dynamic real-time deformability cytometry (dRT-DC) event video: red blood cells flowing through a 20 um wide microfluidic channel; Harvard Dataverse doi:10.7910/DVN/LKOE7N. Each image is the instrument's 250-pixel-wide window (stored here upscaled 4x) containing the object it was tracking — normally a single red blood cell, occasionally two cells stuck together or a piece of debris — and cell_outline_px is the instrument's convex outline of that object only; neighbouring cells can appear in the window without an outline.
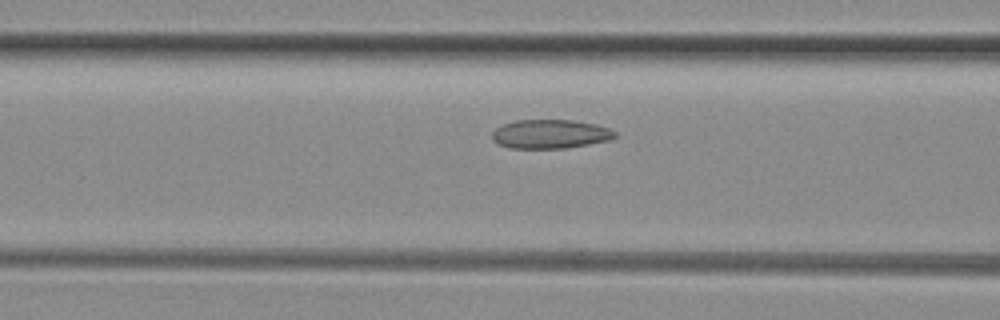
{"species": "common noctule bat (a hibernating species)", "species_latin": "Nyctalus noctula", "temperature_condition": "room temperature", "stored_images_in_passage": 40, "camera_frame_rate_fps": 3000, "um_per_image_px": 0.085, "animal": {"sex": "female", "body_mass_g": 29.2, "forearm_length_mm": 56.3}, "frame": {"image": 1, "passage_image": 10, "time_ms": 3.0, "image_size_px": [1000, 320], "cell_outline_px": [[616, 136], [608, 140], [568, 148], [508, 148], [496, 144], [492, 140], [492, 132], [496, 128], [504, 124], [516, 120], [572, 120], [596, 124], [608, 128], [616, 132]], "centroid_in_image_um": [46.73, 11.4], "position_along_channel_um": 119.9, "area_um2": 20.75}}
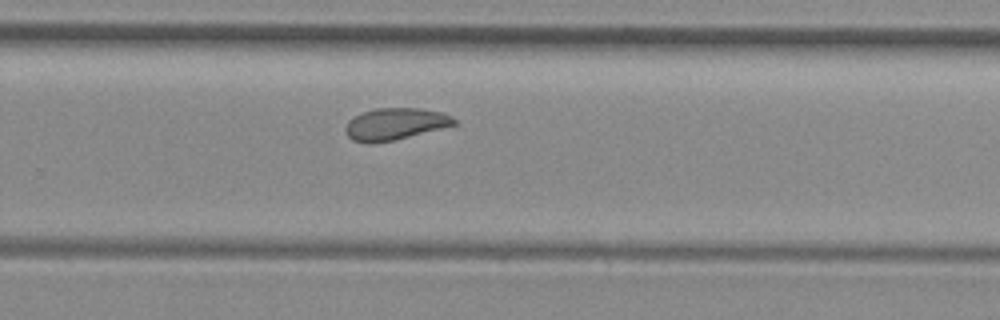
{"frame": {"image": 2, "passage_image": 23, "time_ms": 7.333, "image_size_px": [1000, 320], "cell_outline_px": [[456, 124], [392, 140], [368, 144], [352, 140], [344, 132], [344, 128], [348, 120], [360, 112], [376, 108], [420, 108], [440, 112], [456, 120]], "centroid_in_image_um": [33.48, 10.53], "position_along_channel_um": 296.3, "area_um2": 19.94}}
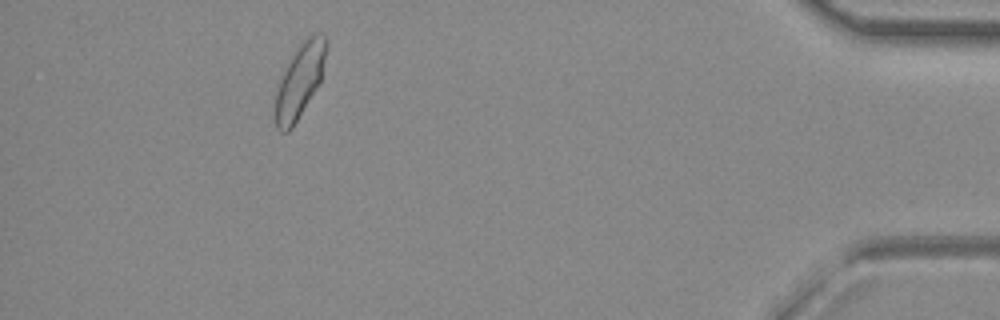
{"frame": {"image": 3, "passage_image": 36, "time_ms": 11.667, "image_size_px": [1000, 320], "cell_outline_px": [[328, 44], [320, 80], [316, 88], [292, 128], [288, 132], [280, 132], [276, 128], [276, 92], [280, 76], [296, 48], [312, 32], [320, 32], [328, 36]], "centroid_in_image_um": [25.49, 6.79], "position_along_channel_um": 409.7, "area_um2": 21.85}, "authors_computed_cell_mechanics": {"area_um2": 20.9525, "velocity_mm_per_s": 4.0825, "shape_relaxation_time_tau1_ms": null, "shape_relaxation_time_tau2_ms": 1.2031, "deformation_change_tau1": null, "deformation_change_tau2": 0.0606}}